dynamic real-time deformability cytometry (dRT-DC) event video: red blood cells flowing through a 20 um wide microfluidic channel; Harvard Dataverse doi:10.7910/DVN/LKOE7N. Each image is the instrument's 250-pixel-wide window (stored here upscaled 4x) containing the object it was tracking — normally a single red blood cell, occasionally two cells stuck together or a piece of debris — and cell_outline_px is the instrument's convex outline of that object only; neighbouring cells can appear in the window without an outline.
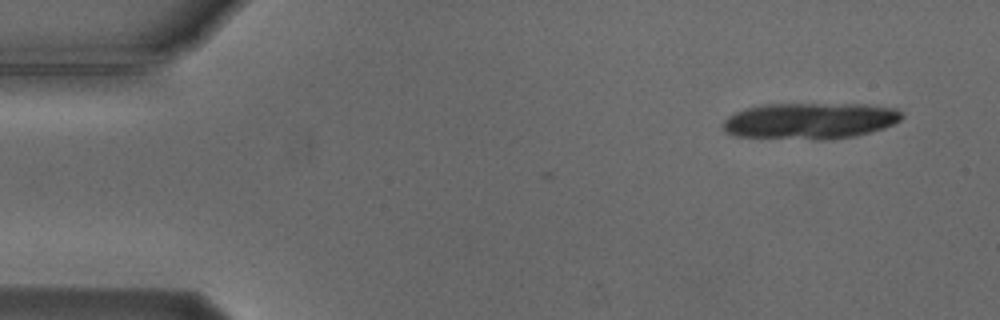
{"species": "Egyptian fruit bat (a non-hibernating species)", "species_latin": "Rousettus aegyptiacus", "temperature_condition": "cold", "stored_images_in_passage": 5, "camera_frame_rate_fps": 3000, "um_per_image_px": 0.085, "animal": {"sex": "male"}, "frame": {"image": 1, "passage_image": 1, "time_ms": 0.0, "image_size_px": [1000, 320], "cell_outline_px": [[904, 116], [900, 120], [884, 128], [856, 136], [824, 140], [736, 136], [724, 132], [724, 120], [728, 116], [744, 108], [760, 104], [868, 104], [900, 108], [904, 112]], "centroid_in_image_um": [68.9, 10.26], "position_along_channel_um": 16.1, "area_um2": 38.26}}